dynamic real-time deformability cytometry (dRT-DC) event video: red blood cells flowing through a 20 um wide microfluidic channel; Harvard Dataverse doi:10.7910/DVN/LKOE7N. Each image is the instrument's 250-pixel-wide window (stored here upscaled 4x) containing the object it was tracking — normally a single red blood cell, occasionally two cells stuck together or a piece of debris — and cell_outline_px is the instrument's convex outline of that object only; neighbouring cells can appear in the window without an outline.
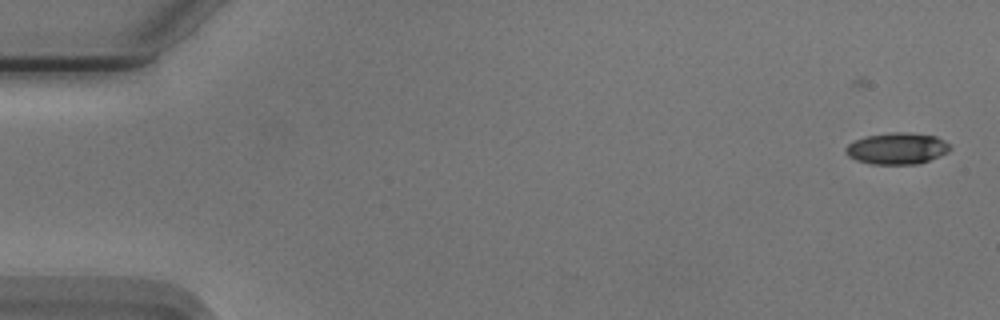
{"species": "Egyptian fruit bat (a non-hibernating species)", "species_latin": "Rousettus aegyptiacus", "temperature_condition": "cold", "stored_images_in_passage": 14, "camera_frame_rate_fps": 3000, "um_per_image_px": 0.085, "animal": {"sex": "male"}, "frame": {"image": 1, "passage_image": 1, "time_ms": 0.0, "image_size_px": [1000, 320], "cell_outline_px": [[952, 148], [948, 152], [928, 160], [916, 164], [872, 164], [856, 160], [848, 156], [844, 152], [844, 148], [852, 140], [864, 136], [896, 132], [904, 132], [936, 136], [944, 140]], "centroid_in_image_um": [76.2, 12.61], "position_along_channel_um": 8.8, "area_um2": 19.19}}